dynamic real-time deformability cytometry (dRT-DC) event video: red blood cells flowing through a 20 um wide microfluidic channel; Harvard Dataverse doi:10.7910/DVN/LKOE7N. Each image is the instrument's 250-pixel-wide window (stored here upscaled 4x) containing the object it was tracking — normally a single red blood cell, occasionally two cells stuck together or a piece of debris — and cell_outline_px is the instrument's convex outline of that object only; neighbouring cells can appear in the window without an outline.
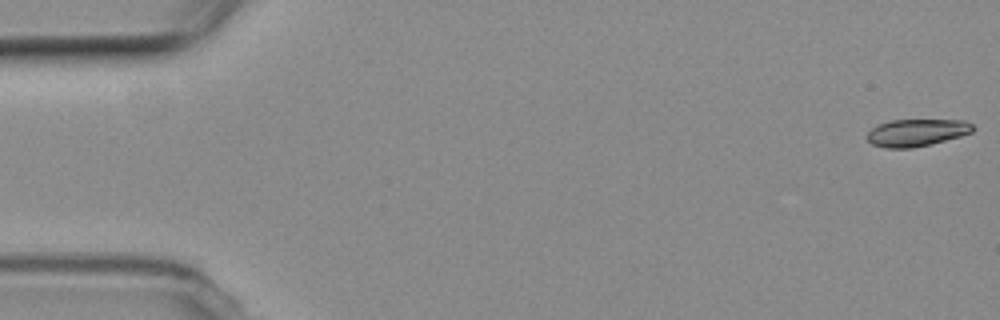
{"species": "common noctule bat (a hibernating species)", "species_latin": "Nyctalus noctula", "temperature_condition": "room temperature", "stored_images_in_passage": 5, "camera_frame_rate_fps": 3000, "um_per_image_px": 0.085, "animal": {"sex": "female", "body_mass_g": 19.3, "forearm_length_mm": 54.1}, "frame": {"image": 1, "passage_image": 1, "time_ms": 0.0, "image_size_px": [1000, 320], "cell_outline_px": [[976, 128], [972, 132], [960, 136], [932, 144], [912, 148], [884, 148], [872, 144], [864, 136], [872, 128], [888, 120], [964, 120], [972, 124]], "centroid_in_image_um": [77.91, 11.27], "position_along_channel_um": 7.1, "area_um2": 16.94}}
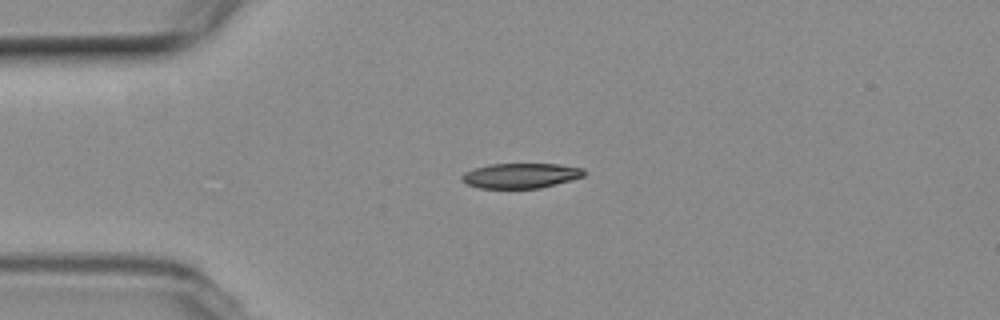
{"frame": {"image": 2, "passage_image": 4, "time_ms": 4.667, "image_size_px": [1000, 320], "cell_outline_px": [[584, 176], [572, 180], [540, 188], [480, 188], [468, 184], [460, 180], [460, 176], [464, 172], [472, 168], [488, 164], [560, 164], [584, 168]], "centroid_in_image_um": [44.24, 14.92], "position_along_channel_um": 40.8, "area_um2": 17.98}}